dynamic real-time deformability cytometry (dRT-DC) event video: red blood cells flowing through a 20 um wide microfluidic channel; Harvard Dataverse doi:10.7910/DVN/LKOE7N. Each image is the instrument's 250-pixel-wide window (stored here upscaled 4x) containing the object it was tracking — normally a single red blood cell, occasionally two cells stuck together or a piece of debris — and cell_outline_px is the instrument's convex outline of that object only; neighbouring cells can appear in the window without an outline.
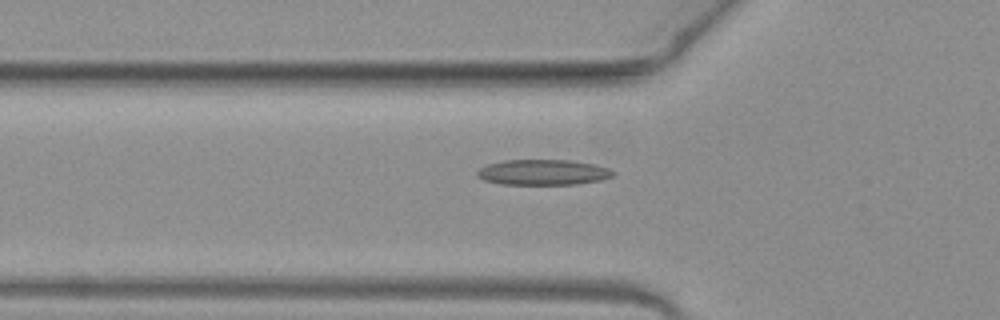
{"species": "common noctule bat (a hibernating species)", "species_latin": "Nyctalus noctula", "temperature_condition": "warm", "stored_images_in_passage": 37, "camera_frame_rate_fps": 3000, "um_per_image_px": 0.085, "animal": {"sex": "female", "body_mass_g": 19.3, "forearm_length_mm": 54.1}, "frame": {"image": 1, "passage_image": 7, "time_ms": 2.0, "image_size_px": [1000, 320], "cell_outline_px": [[616, 172], [612, 176], [600, 180], [576, 184], [500, 184], [484, 180], [476, 176], [476, 172], [480, 168], [488, 164], [504, 160], [568, 160], [592, 164], [608, 168]], "centroid_in_image_um": [46.13, 14.64], "position_along_channel_um": 79.7, "area_um2": 20.06}}
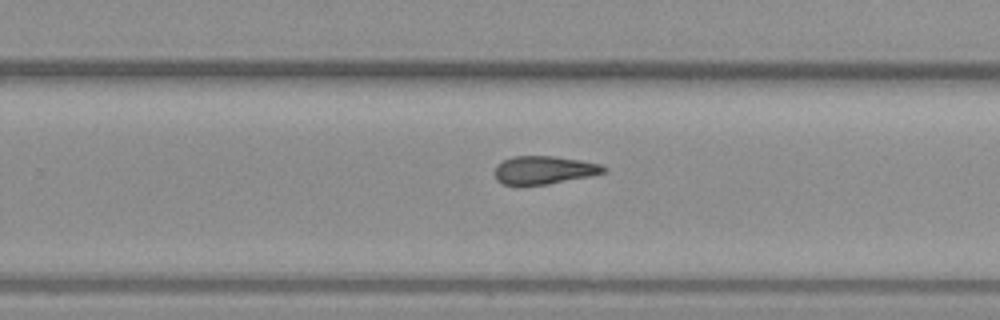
{"frame": {"image": 2, "passage_image": 22, "time_ms": 7.0, "image_size_px": [1000, 320], "cell_outline_px": [[608, 168], [604, 172], [592, 176], [548, 184], [520, 188], [504, 184], [496, 180], [496, 164], [512, 156], [556, 156], [580, 160], [600, 164]], "centroid_in_image_um": [46.21, 14.48], "position_along_channel_um": 283.6, "area_um2": 18.38}}
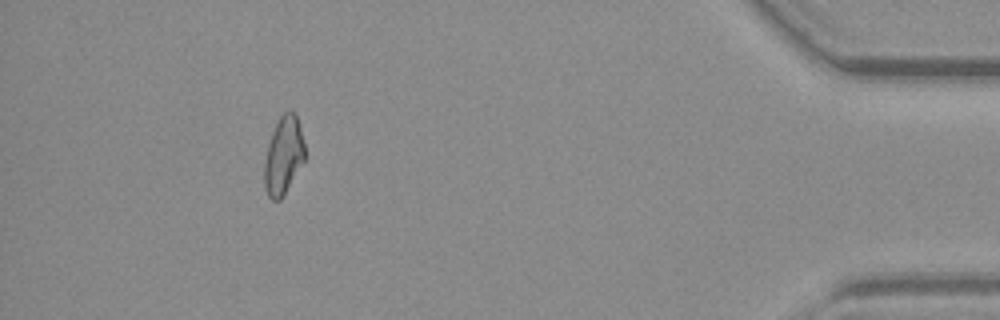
{"frame": {"image": 3, "passage_image": 36, "time_ms": 11.667, "image_size_px": [1000, 320], "cell_outline_px": [[304, 160], [280, 200], [272, 200], [268, 196], [264, 188], [264, 160], [268, 144], [272, 132], [280, 116], [288, 108], [292, 108], [296, 116], [300, 128], [304, 144]], "centroid_in_image_um": [24.07, 13.19], "position_along_channel_um": 411.1, "area_um2": 18.21}}